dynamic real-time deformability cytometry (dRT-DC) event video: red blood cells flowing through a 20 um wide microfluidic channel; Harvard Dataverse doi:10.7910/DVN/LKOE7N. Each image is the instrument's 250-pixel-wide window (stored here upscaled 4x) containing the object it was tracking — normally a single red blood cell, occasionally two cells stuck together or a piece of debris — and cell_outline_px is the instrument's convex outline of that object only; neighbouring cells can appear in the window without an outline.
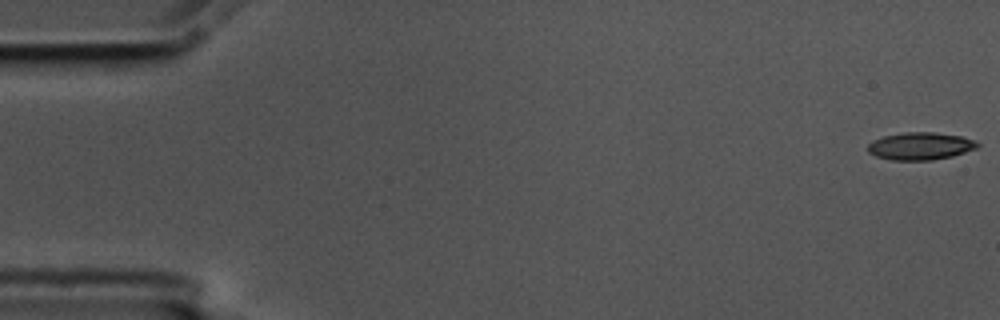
{"species": "common noctule bat (a hibernating species)", "species_latin": "Nyctalus noctula", "temperature_condition": "cold", "stored_images_in_passage": 57, "camera_frame_rate_fps": 3000, "um_per_image_px": 0.085, "animal": {"sex": "male", "body_mass_g": 17.5, "forearm_length_mm": 52.3}, "frame": {"image": 1, "passage_image": 1, "time_ms": 0.0, "image_size_px": [1000, 320], "cell_outline_px": [[980, 144], [976, 148], [952, 156], [932, 160], [892, 160], [876, 156], [868, 152], [868, 144], [872, 140], [884, 136], [904, 132], [936, 132], [960, 136], [976, 140]], "centroid_in_image_um": [78.22, 12.41], "position_along_channel_um": 6.8, "area_um2": 17.57}}
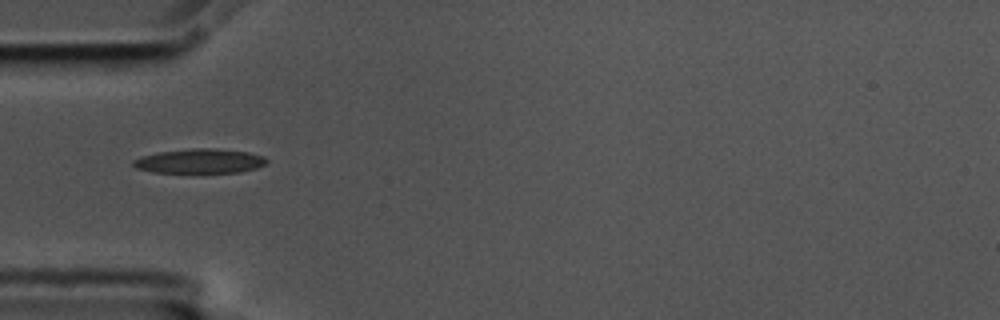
{"frame": {"image": 2, "passage_image": 18, "time_ms": 5.667, "image_size_px": [1000, 320], "cell_outline_px": [[268, 160], [264, 164], [256, 168], [240, 172], [152, 172], [136, 168], [132, 164], [132, 160], [140, 156], [156, 152], [192, 148], [216, 148], [248, 152], [264, 156]], "centroid_in_image_um": [16.95, 13.68], "position_along_channel_um": 68.1, "area_um2": 19.07}}
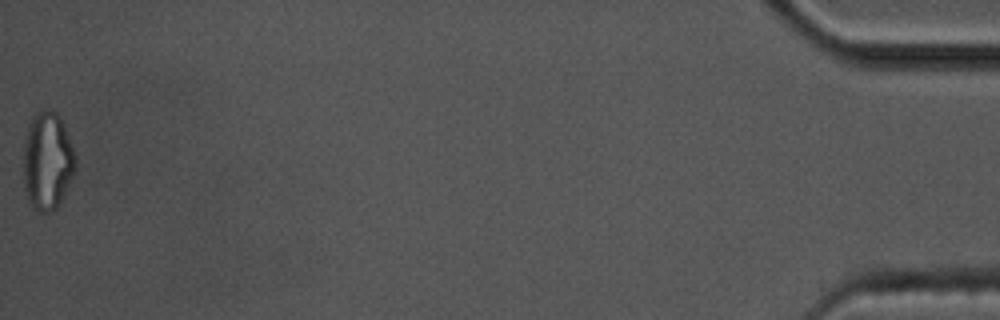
{"frame": {"image": 3, "passage_image": 57, "time_ms": 18.667, "image_size_px": [1000, 320], "cell_outline_px": [[76, 168], [64, 196], [60, 204], [52, 212], [40, 212], [32, 208], [28, 204], [24, 192], [24, 136], [28, 124], [32, 116], [36, 112], [44, 108], [48, 108], [56, 112], [60, 116], [64, 124], [72, 144], [76, 156]], "centroid_in_image_um": [4.02, 13.68], "position_along_channel_um": 431.2, "area_um2": 30.58}}